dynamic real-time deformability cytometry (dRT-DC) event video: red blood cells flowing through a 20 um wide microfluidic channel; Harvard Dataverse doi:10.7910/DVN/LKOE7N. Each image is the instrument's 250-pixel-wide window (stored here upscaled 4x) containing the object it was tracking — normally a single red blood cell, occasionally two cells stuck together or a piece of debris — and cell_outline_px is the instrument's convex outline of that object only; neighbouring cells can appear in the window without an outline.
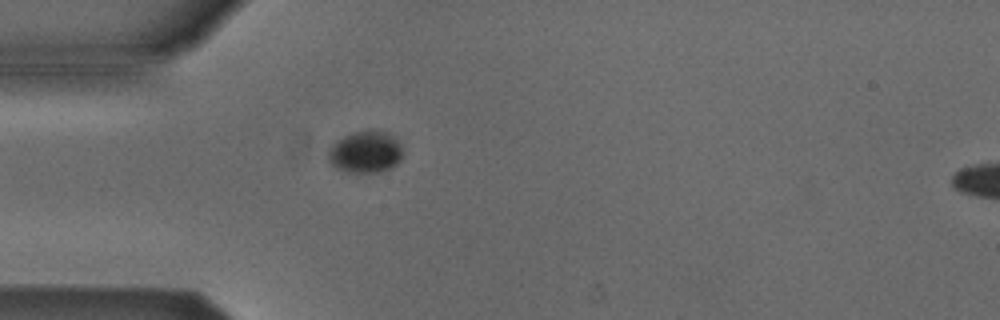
{"species": "Egyptian fruit bat (a non-hibernating species)", "species_latin": "Rousettus aegyptiacus", "temperature_condition": "cold", "stored_images_in_passage": 5, "camera_frame_rate_fps": 3000, "um_per_image_px": 0.085, "animal": {"sex": "male"}, "frame": {"image": 1, "passage_image": 5, "time_ms": 4.667, "image_size_px": [1000, 320], "cell_outline_px": [[400, 160], [392, 168], [380, 172], [344, 172], [336, 168], [328, 160], [328, 152], [332, 144], [336, 140], [352, 132], [368, 128], [372, 128], [388, 132], [396, 136], [400, 144]], "centroid_in_image_um": [31.06, 12.88], "position_along_channel_um": 53.9, "area_um2": 18.61}}